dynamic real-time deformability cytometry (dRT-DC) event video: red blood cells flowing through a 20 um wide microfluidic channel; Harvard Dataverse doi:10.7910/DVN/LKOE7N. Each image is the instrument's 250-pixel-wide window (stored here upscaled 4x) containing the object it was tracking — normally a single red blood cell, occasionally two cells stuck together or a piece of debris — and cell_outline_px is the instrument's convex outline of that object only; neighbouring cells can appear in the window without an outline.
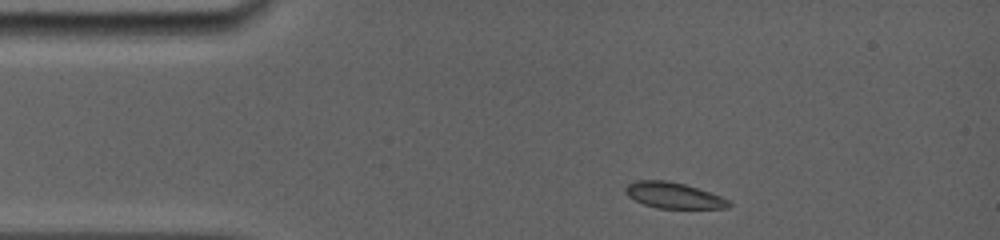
{"species": "common noctule bat (a hibernating species)", "species_latin": "Nyctalus noctula", "temperature_condition": "room temperature", "stored_images_in_passage": 19, "camera_frame_rate_fps": 5000, "um_per_image_px": 0.085, "animal": {"sex": "female", "body_mass_g": 19.0, "forearm_length_mm": 56.7}, "frame": {"image": 1, "passage_image": 1, "time_ms": 0.0, "image_size_px": [1000, 240], "cell_outline_px": [[732, 204], [728, 208], [656, 208], [644, 204], [628, 196], [624, 192], [624, 188], [628, 184], [636, 180], [668, 180], [684, 184], [720, 196], [728, 200]], "centroid_in_image_um": [57.22, 16.6], "position_along_channel_um": 27.8, "area_um2": 15.49}}
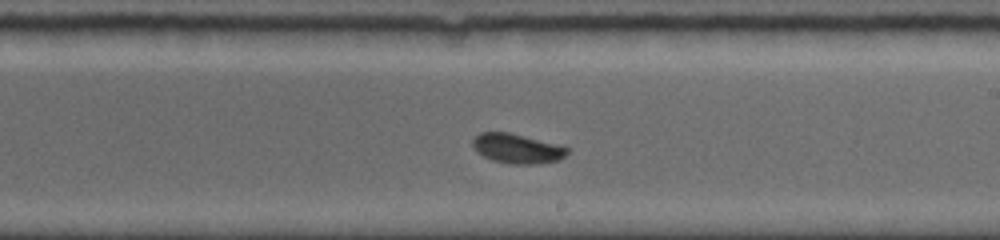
{"frame": {"image": 2, "passage_image": 11, "time_ms": 6.8, "image_size_px": [1000, 240], "cell_outline_px": [[568, 152], [560, 160], [536, 164], [512, 164], [492, 160], [476, 152], [472, 144], [472, 140], [480, 132], [508, 132], [556, 144], [568, 148]], "centroid_in_image_um": [43.93, 12.63], "position_along_channel_um": 245.1, "area_um2": 16.18}}
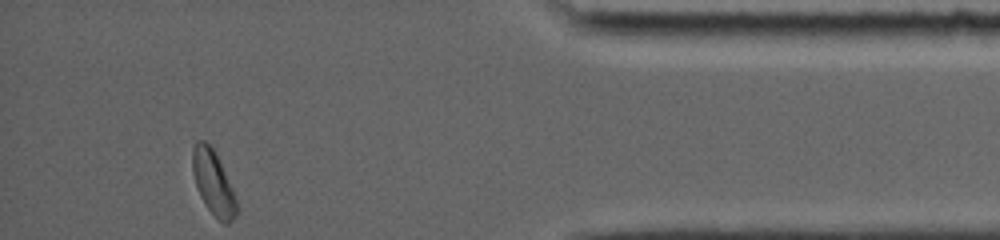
{"frame": {"image": 3, "passage_image": 19, "time_ms": 12.0, "image_size_px": [1000, 240], "cell_outline_px": [[240, 208], [236, 216], [228, 224], [224, 224], [208, 208], [200, 196], [196, 184], [192, 168], [192, 148], [196, 140], [204, 140], [212, 148], [220, 160], [232, 188]], "centroid_in_image_um": [18.15, 15.53], "position_along_channel_um": 417.1, "area_um2": 16.53}, "authors_computed_cell_mechanics": {"area_um2": 16.2996, "velocity_mm_per_s": 3.8968, "shape_relaxation_time_tau1_ms": 1.9366, "shape_relaxation_time_tau2_ms": null, "deformation_change_tau1": 0.1057, "deformation_change_tau2": null}}